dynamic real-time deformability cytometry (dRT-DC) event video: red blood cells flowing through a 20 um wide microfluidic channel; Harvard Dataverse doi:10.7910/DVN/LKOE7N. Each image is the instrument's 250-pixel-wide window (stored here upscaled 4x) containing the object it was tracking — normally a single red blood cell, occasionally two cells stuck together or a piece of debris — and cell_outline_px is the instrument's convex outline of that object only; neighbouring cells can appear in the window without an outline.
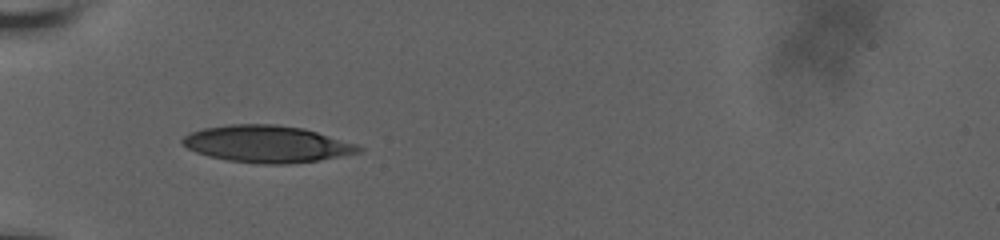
{"species": "human", "species_latin": "Homo sapiens", "temperature_condition": "room temperature", "stored_images_in_passage": 39, "camera_frame_rate_fps": 3000, "um_per_image_px": 0.085, "donor": {"sex": "male"}, "frame": {"image": 1, "passage_image": 1, "time_ms": 0.0, "image_size_px": [1000, 240], "cell_outline_px": [[364, 148], [360, 152], [320, 160], [288, 164], [260, 164], [228, 160], [208, 156], [196, 152], [188, 148], [180, 140], [184, 136], [192, 132], [204, 128], [228, 124], [276, 124], [304, 128], [356, 144]], "centroid_in_image_um": [22.69, 12.24], "position_along_channel_um": 62.3, "area_um2": 37.8}}
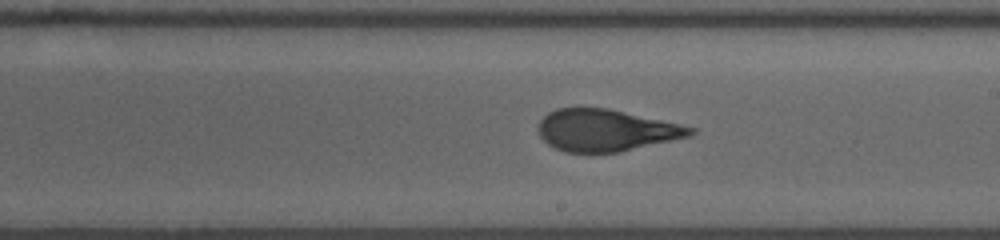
{"frame": {"image": 2, "passage_image": 16, "time_ms": 5.0, "image_size_px": [1000, 240], "cell_outline_px": [[696, 132], [688, 136], [620, 152], [564, 152], [548, 144], [540, 136], [536, 128], [540, 120], [548, 112], [556, 108], [608, 108], [696, 128]], "centroid_in_image_um": [51.45, 11.07], "position_along_channel_um": 237.6, "area_um2": 36.76}}
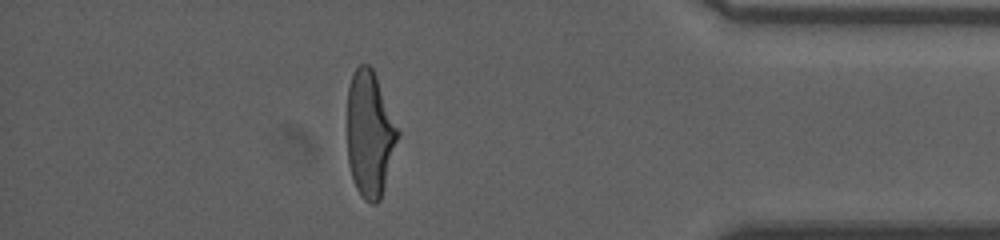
{"frame": {"image": 3, "passage_image": 32, "time_ms": 10.333, "image_size_px": [1000, 240], "cell_outline_px": [[400, 136], [384, 188], [380, 200], [376, 204], [372, 204], [364, 200], [360, 196], [352, 180], [348, 164], [348, 88], [352, 76], [356, 68], [360, 64], [368, 64], [372, 68], [376, 76], [400, 132]], "centroid_in_image_um": [31.44, 11.44], "position_along_channel_um": 403.8, "area_um2": 37.22}, "authors_computed_cell_mechanics": {"area_um2": 37.8012, "velocity_mm_per_s": 3.6821, "shape_relaxation_time_tau1_ms": 9.3448, "shape_relaxation_time_tau2_ms": 0.9068, "deformation_change_tau1": 0.2934, "deformation_change_tau2": 0.0743}}